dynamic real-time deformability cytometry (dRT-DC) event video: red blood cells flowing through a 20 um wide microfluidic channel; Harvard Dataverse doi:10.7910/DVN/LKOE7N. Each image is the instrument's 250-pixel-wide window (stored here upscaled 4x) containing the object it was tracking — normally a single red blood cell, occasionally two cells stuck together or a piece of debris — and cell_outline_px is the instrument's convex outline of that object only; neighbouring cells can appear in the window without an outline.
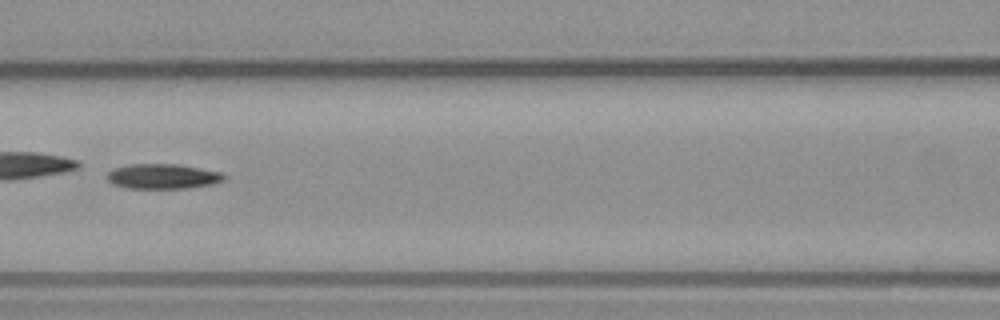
{"species": "common noctule bat (a hibernating species)", "species_latin": "Nyctalus noctula", "temperature_condition": "warm", "stored_images_in_passage": 48, "camera_frame_rate_fps": 3000, "um_per_image_px": 0.085, "animal": {"sex": "male", "body_mass_g": 23.1, "forearm_length_mm": 52.7}, "frame": {"image": 1, "passage_image": 21, "time_ms": 6.667, "image_size_px": [1000, 320], "cell_outline_px": [[224, 180], [212, 184], [188, 188], [124, 188], [112, 184], [104, 176], [112, 168], [128, 164], [176, 164], [220, 172], [224, 176]], "centroid_in_image_um": [13.74, 14.99], "position_along_channel_um": 152.9, "area_um2": 17.05}}